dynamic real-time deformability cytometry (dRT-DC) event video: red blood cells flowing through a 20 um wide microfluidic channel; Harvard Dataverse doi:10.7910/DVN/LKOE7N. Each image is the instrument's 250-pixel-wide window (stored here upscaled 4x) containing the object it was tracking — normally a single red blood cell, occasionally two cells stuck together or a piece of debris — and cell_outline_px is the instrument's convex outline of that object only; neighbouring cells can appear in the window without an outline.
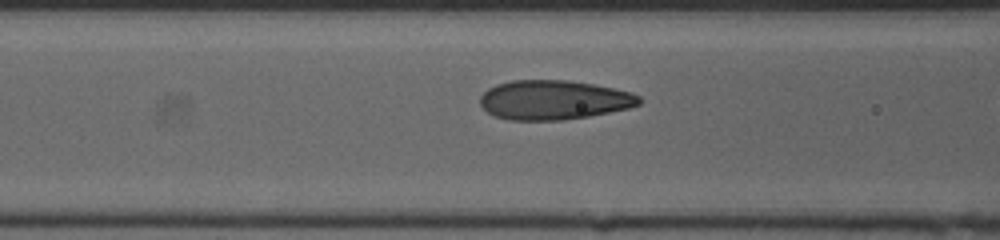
{"species": "human", "species_latin": "Homo sapiens", "temperature_condition": "cold", "stored_images_in_passage": 15, "camera_frame_rate_fps": 3000, "um_per_image_px": 0.085, "donor": {"sex": "female"}, "frame": {"image": 1, "passage_image": 13, "time_ms": 4.0, "image_size_px": [1000, 240], "cell_outline_px": [[640, 104], [628, 108], [588, 116], [564, 120], [508, 120], [496, 116], [488, 112], [480, 104], [480, 96], [488, 88], [496, 84], [512, 80], [568, 80], [592, 84], [632, 92], [640, 96]], "centroid_in_image_um": [47.05, 8.49], "position_along_channel_um": 119.6, "area_um2": 36.41}}